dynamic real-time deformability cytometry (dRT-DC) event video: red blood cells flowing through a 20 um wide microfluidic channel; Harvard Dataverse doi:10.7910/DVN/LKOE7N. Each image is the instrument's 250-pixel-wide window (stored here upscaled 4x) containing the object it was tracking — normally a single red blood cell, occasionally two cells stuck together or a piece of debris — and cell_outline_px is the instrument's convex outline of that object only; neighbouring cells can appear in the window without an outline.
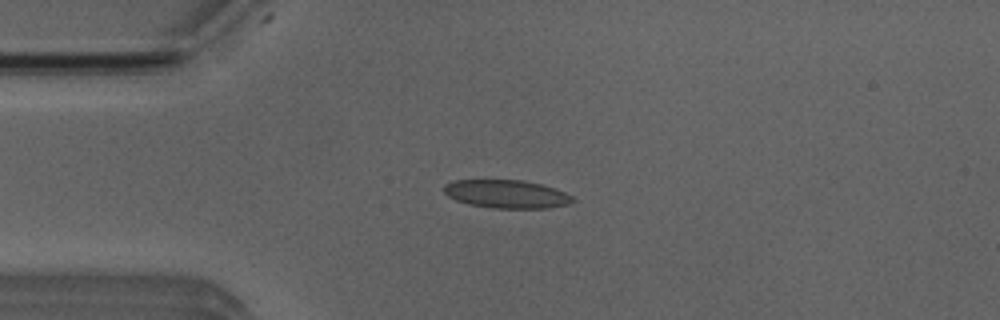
{"species": "Egyptian fruit bat (a non-hibernating species)", "species_latin": "Rousettus aegyptiacus", "temperature_condition": "room temperature", "stored_images_in_passage": 5, "camera_frame_rate_fps": 3000, "um_per_image_px": 0.085, "animal": {"sex": "male"}, "frame": {"image": 1, "passage_image": 3, "time_ms": 2.333, "image_size_px": [1000, 320], "cell_outline_px": [[576, 200], [568, 204], [548, 208], [492, 208], [468, 204], [456, 200], [448, 196], [444, 192], [444, 184], [452, 180], [520, 180], [540, 184], [564, 192], [572, 196]], "centroid_in_image_um": [43.03, 16.5], "position_along_channel_um": 42.0, "area_um2": 21.1}}